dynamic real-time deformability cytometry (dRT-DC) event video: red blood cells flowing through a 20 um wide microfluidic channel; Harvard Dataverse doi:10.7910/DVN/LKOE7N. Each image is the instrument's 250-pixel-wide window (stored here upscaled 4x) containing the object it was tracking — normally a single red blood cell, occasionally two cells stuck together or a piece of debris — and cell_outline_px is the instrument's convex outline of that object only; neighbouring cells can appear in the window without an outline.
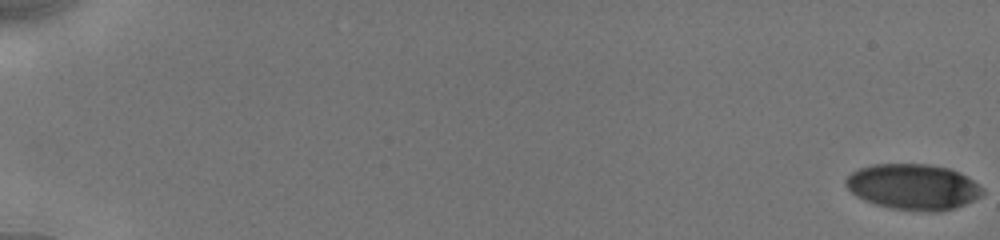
{"species": "human", "species_latin": "Homo sapiens", "temperature_condition": "cold", "stored_images_in_passage": 28, "camera_frame_rate_fps": 3000, "um_per_image_px": 0.085, "donor": {"sex": "male"}, "frame": {"image": 1, "passage_image": 1, "time_ms": 0.0, "image_size_px": [1000, 240], "cell_outline_px": [[984, 192], [980, 196], [964, 204], [940, 212], [928, 212], [888, 208], [864, 200], [856, 196], [844, 184], [844, 180], [852, 172], [860, 168], [872, 164], [928, 164], [948, 168], [960, 172], [968, 176]], "centroid_in_image_um": [77.58, 15.88], "position_along_channel_um": 7.4, "area_um2": 36.36}}
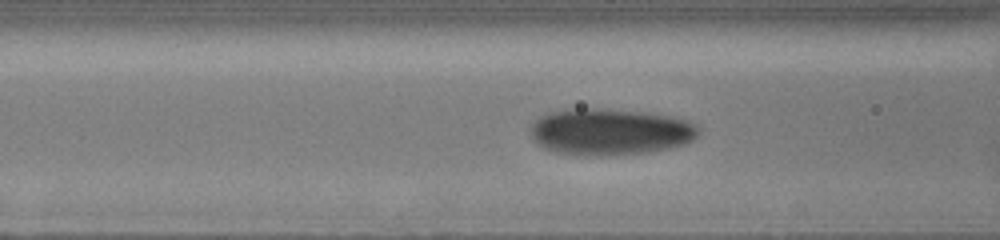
{"frame": {"image": 2, "passage_image": 20, "time_ms": 8.0, "image_size_px": [1000, 240], "cell_outline_px": [[700, 132], [692, 140], [684, 144], [668, 148], [644, 152], [600, 156], [584, 156], [556, 152], [544, 148], [536, 144], [532, 140], [528, 128], [544, 112], [576, 108], [596, 108], [644, 112], [668, 116], [688, 120], [696, 124], [700, 128]], "centroid_in_image_um": [51.79, 11.2], "position_along_channel_um": 114.8, "area_um2": 45.95}}
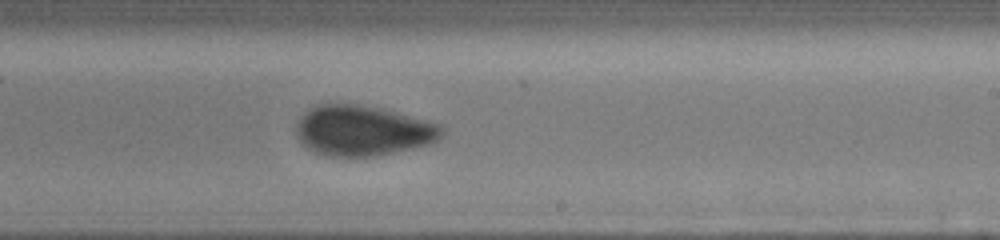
{"frame": {"image": 3, "passage_image": 28, "time_ms": 11.667, "image_size_px": [1000, 240], "cell_outline_px": [[444, 132], [436, 140], [428, 144], [412, 148], [376, 156], [324, 156], [308, 148], [300, 140], [296, 132], [296, 124], [300, 116], [304, 112], [316, 104], [356, 104], [380, 108], [444, 124]], "centroid_in_image_um": [30.84, 11.09], "position_along_channel_um": 258.2, "area_um2": 42.71}}